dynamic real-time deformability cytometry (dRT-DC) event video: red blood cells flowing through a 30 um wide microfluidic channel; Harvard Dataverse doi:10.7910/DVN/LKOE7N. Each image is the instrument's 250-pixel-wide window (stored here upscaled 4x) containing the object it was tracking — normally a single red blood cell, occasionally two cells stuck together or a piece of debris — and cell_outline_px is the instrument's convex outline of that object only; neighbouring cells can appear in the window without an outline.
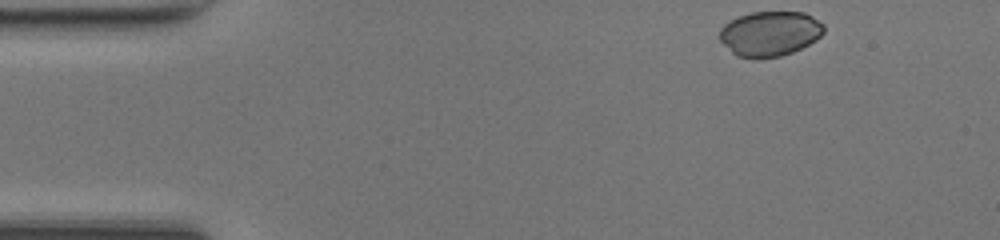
{"species": "common noctule bat (a hibernating species)", "species_latin": "Nyctalus noctula", "temperature_condition": "room temperature", "stored_images_in_passage": 44, "camera_frame_rate_fps": 3000, "um_per_image_px": 0.085, "animal": {"sex": "female", "body_mass_g": 17.0, "forearm_length_mm": 48.0}, "frame": {"image": 1, "passage_image": 1, "time_ms": 0.0, "image_size_px": [1000, 240], "cell_outline_px": [[824, 32], [816, 40], [792, 52], [780, 56], [736, 56], [720, 40], [720, 28], [724, 24], [740, 16], [752, 12], [804, 12], [812, 16], [824, 24]], "centroid_in_image_um": [65.47, 2.82], "position_along_channel_um": 19.5, "area_um2": 26.76}}
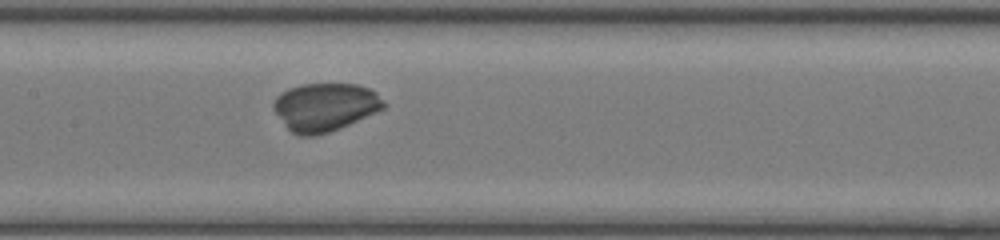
{"frame": {"image": 2, "passage_image": 19, "time_ms": 6.0, "image_size_px": [1000, 240], "cell_outline_px": [[388, 104], [384, 108], [340, 128], [316, 136], [300, 136], [292, 132], [284, 124], [272, 108], [272, 100], [280, 92], [288, 88], [304, 84], [356, 84], [368, 88], [376, 92]], "centroid_in_image_um": [27.6, 9.09], "position_along_channel_um": 179.8, "area_um2": 30.98}}
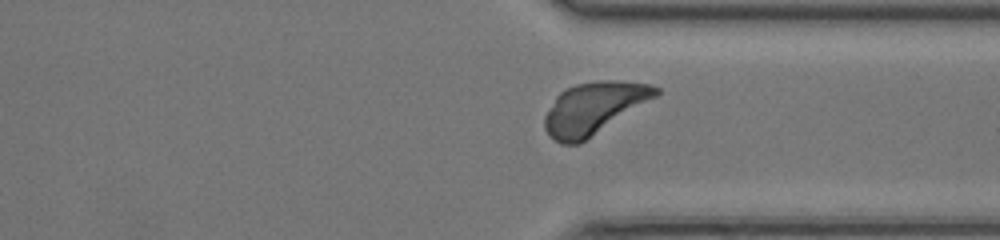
{"frame": {"image": 3, "passage_image": 32, "time_ms": 10.333, "image_size_px": [1000, 240], "cell_outline_px": [[660, 92], [656, 96], [580, 144], [560, 144], [544, 128], [544, 116], [556, 96], [560, 92], [576, 84], [600, 80], [620, 80], [652, 84], [660, 88]], "centroid_in_image_um": [50.48, 9.18], "position_along_channel_um": 360.9, "area_um2": 33.35}}